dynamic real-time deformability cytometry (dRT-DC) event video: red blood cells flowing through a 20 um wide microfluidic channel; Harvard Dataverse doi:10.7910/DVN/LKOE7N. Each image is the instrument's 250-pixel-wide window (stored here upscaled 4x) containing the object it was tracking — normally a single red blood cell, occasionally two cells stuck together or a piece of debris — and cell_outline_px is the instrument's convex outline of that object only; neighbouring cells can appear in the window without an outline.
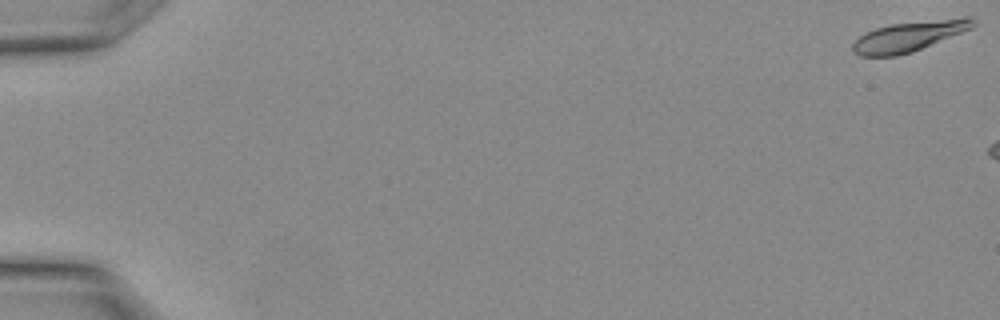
{"species": "Egyptian fruit bat (a non-hibernating species)", "species_latin": "Rousettus aegyptiacus", "temperature_condition": "warm", "stored_images_in_passage": 5, "camera_frame_rate_fps": 3000, "um_per_image_px": 0.085, "animal": {"sex": "female"}, "frame": {"image": 1, "passage_image": 1, "time_ms": 0.0, "image_size_px": [1000, 320], "cell_outline_px": [[976, 24], [972, 28], [912, 52], [896, 56], [860, 56], [852, 52], [852, 44], [860, 36], [876, 28], [892, 24], [964, 16], [972, 16], [976, 20]], "centroid_in_image_um": [77.31, 3.07], "position_along_channel_um": 7.7, "area_um2": 21.15}}